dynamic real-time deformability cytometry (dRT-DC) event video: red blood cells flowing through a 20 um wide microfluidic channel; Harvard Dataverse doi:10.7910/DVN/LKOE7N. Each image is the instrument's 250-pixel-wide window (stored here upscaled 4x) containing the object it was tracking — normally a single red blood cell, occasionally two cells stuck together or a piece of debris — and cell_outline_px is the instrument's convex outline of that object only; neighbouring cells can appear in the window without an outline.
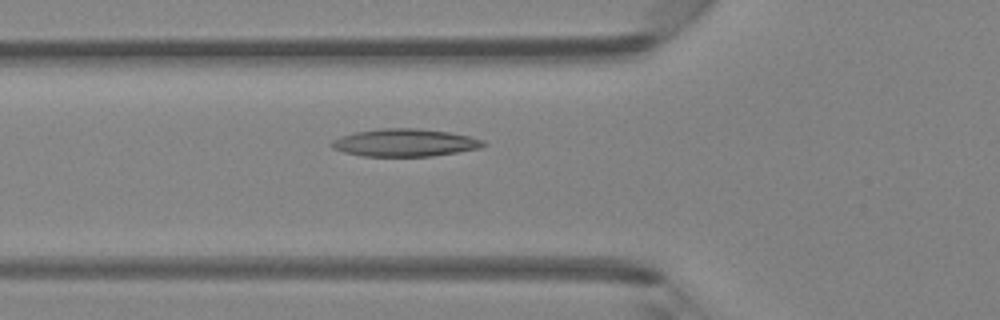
{"species": "Egyptian fruit bat (a non-hibernating species)", "species_latin": "Rousettus aegyptiacus", "temperature_condition": "room temperature", "stored_images_in_passage": 35, "camera_frame_rate_fps": 3000, "um_per_image_px": 0.085, "animal": {"sex": "female"}, "frame": {"image": 1, "passage_image": 5, "time_ms": 1.333, "image_size_px": [1000, 320], "cell_outline_px": [[488, 144], [480, 148], [432, 156], [360, 156], [344, 152], [332, 148], [328, 144], [332, 140], [340, 136], [356, 132], [380, 128], [416, 128], [448, 132], [468, 136], [484, 140]], "centroid_in_image_um": [34.38, 12.13], "position_along_channel_um": 91.4, "area_um2": 24.45}}
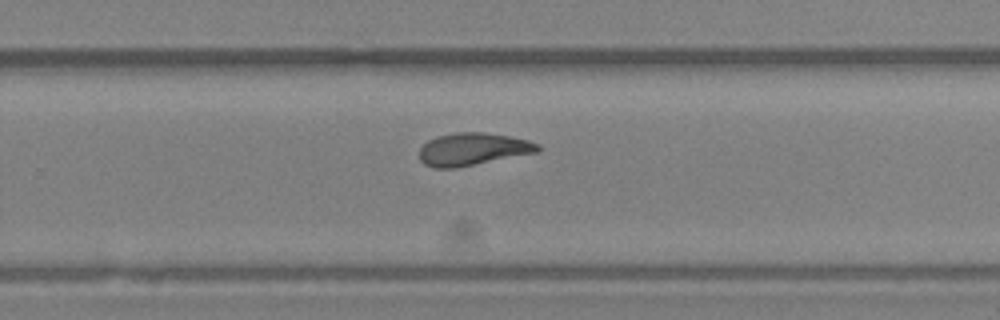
{"frame": {"image": 2, "passage_image": 19, "time_ms": 6.0, "image_size_px": [1000, 320], "cell_outline_px": [[540, 152], [456, 168], [436, 168], [424, 164], [420, 160], [420, 148], [428, 140], [436, 136], [456, 132], [484, 132], [508, 136], [528, 140], [540, 144]], "centroid_in_image_um": [40.21, 12.68], "position_along_channel_um": 289.6, "area_um2": 22.6}}
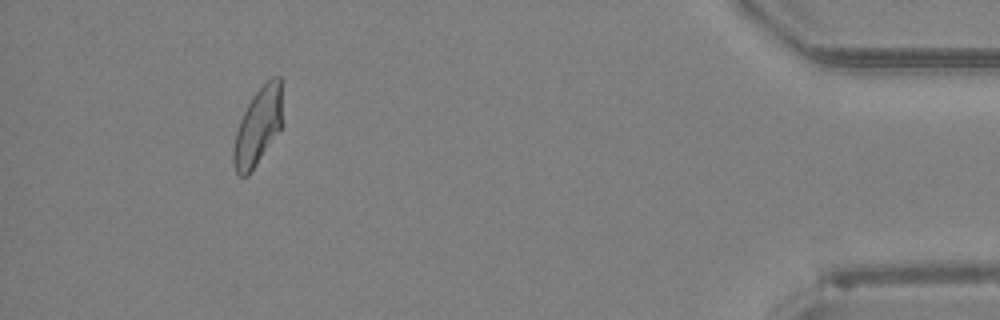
{"frame": {"image": 3, "passage_image": 32, "time_ms": 10.333, "image_size_px": [1000, 320], "cell_outline_px": [[280, 128], [248, 176], [240, 176], [236, 172], [232, 164], [232, 148], [236, 132], [240, 120], [252, 96], [272, 76], [280, 76]], "centroid_in_image_um": [21.86, 10.8], "position_along_channel_um": 413.3, "area_um2": 21.33}, "authors_computed_cell_mechanics": {"area_um2": 22.4264, "velocity_mm_per_s": 4.2683, "shape_relaxation_time_tau1_ms": 9.5767, "shape_relaxation_time_tau2_ms": 3.3342, "deformation_change_tau1": 0.2465, "deformation_change_tau2": 0.1072}}